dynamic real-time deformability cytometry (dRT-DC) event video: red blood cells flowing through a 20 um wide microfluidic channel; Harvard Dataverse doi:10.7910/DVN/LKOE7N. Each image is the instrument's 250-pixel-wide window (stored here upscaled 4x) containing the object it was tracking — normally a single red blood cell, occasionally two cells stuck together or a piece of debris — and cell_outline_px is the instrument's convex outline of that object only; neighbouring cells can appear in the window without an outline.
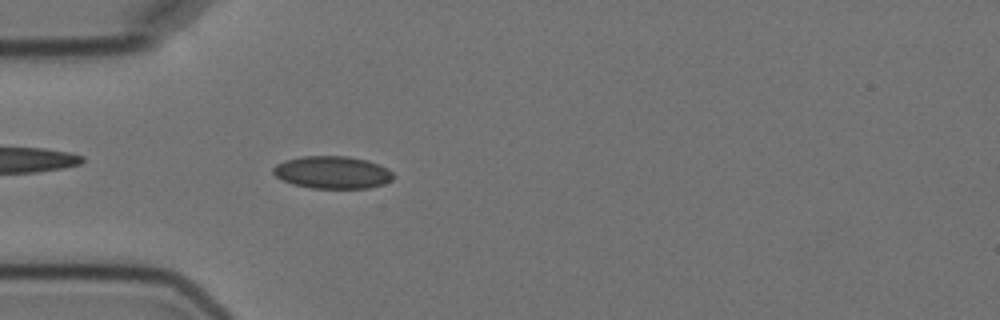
{"species": "Egyptian fruit bat (a non-hibernating species)", "species_latin": "Rousettus aegyptiacus", "temperature_condition": "cold", "stored_images_in_passage": 3, "camera_frame_rate_fps": 3000, "um_per_image_px": 0.085, "animal": {"sex": "female"}, "frame": {"image": 1, "passage_image": 3, "time_ms": 3.333, "image_size_px": [1000, 320], "cell_outline_px": [[396, 176], [392, 180], [384, 184], [368, 188], [312, 188], [292, 184], [276, 176], [272, 172], [272, 168], [276, 164], [284, 160], [300, 156], [348, 156], [368, 160], [380, 164], [388, 168]], "centroid_in_image_um": [28.28, 14.64], "position_along_channel_um": 56.7, "area_um2": 23.0}}